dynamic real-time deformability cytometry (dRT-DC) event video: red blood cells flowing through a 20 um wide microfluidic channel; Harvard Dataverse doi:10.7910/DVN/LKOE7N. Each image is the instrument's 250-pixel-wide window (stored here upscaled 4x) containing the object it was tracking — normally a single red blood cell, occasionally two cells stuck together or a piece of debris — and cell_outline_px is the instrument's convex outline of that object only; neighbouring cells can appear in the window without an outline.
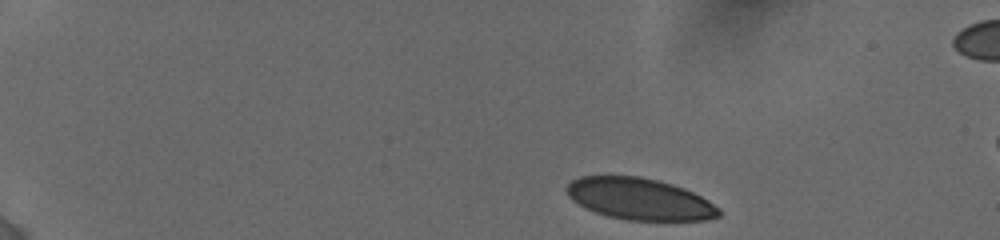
{"species": "human", "species_latin": "Homo sapiens", "temperature_condition": "cold", "stored_images_in_passage": 17, "camera_frame_rate_fps": 3000, "um_per_image_px": 0.085, "donor": {"sex": "female"}, "frame": {"image": 1, "passage_image": 1, "time_ms": 0.0, "image_size_px": [1000, 240], "cell_outline_px": [[720, 216], [708, 220], [628, 220], [608, 216], [584, 208], [572, 200], [568, 196], [564, 188], [572, 180], [580, 176], [640, 176], [660, 180], [684, 188], [708, 200], [720, 208]], "centroid_in_image_um": [54.35, 16.91], "position_along_channel_um": 30.6, "area_um2": 37.11}}
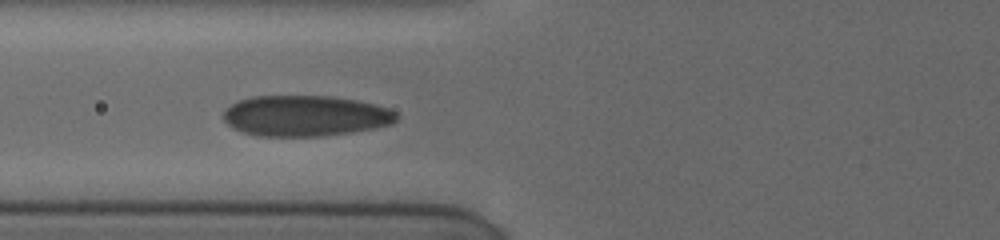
{"frame": {"image": 2, "passage_image": 12, "time_ms": 4.667, "image_size_px": [1000, 240], "cell_outline_px": [[400, 116], [392, 124], [352, 132], [320, 136], [256, 136], [232, 128], [224, 120], [224, 112], [232, 104], [240, 100], [252, 96], [328, 96], [356, 100], [388, 108], [396, 112]], "centroid_in_image_um": [25.96, 9.85], "position_along_channel_um": 99.8, "area_um2": 40.98}}
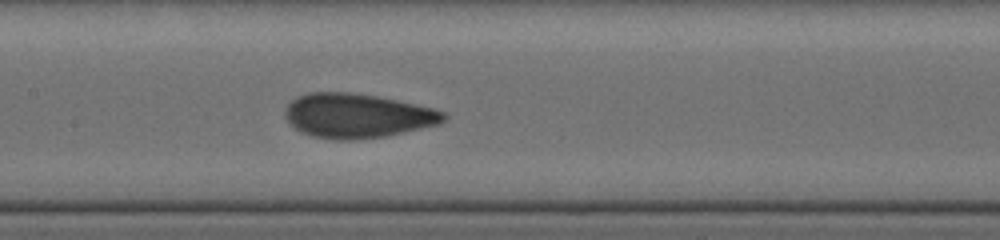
{"frame": {"image": 3, "passage_image": 17, "time_ms": 6.667, "image_size_px": [1000, 240], "cell_outline_px": [[448, 116], [440, 124], [388, 136], [356, 140], [336, 140], [312, 136], [300, 132], [284, 116], [284, 112], [288, 104], [296, 96], [308, 92], [352, 92], [380, 96], [436, 108], [444, 112]], "centroid_in_image_um": [30.4, 9.83], "position_along_channel_um": 177.0, "area_um2": 41.56}}